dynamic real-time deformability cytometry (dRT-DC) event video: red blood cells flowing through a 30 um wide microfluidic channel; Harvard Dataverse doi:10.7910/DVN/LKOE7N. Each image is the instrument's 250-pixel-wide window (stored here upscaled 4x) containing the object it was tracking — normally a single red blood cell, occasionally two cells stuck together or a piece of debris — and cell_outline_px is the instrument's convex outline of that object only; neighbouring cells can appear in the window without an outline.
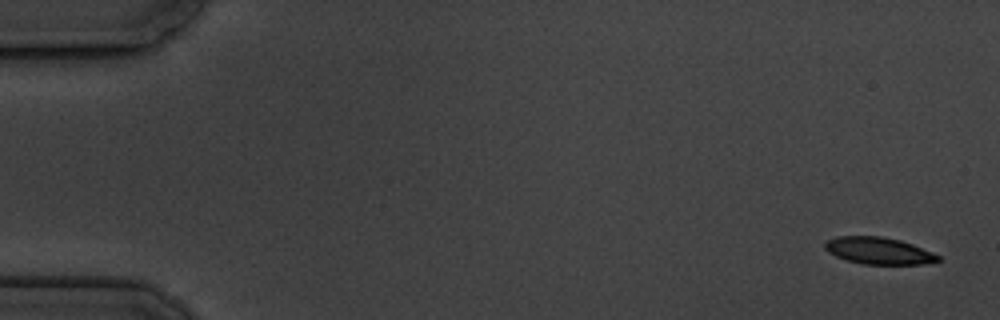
{"species": "common noctule bat (a hibernating species)", "species_latin": "Nyctalus noctula", "temperature_condition": "cold", "stored_images_in_passage": 12, "camera_frame_rate_fps": 3000, "um_per_image_px": 0.085, "animal": {"sex": "male", "body_mass_g": 19.5, "forearm_length_mm": 54.6}, "frame": {"image": 1, "passage_image": 1, "time_ms": 0.0, "image_size_px": [1000, 320], "cell_outline_px": [[940, 260], [924, 264], [864, 264], [848, 260], [836, 256], [828, 252], [824, 248], [824, 244], [828, 240], [836, 236], [880, 236], [900, 240], [912, 244], [932, 252], [940, 256]], "centroid_in_image_um": [74.68, 21.31], "position_along_channel_um": 10.3, "area_um2": 17.63}}
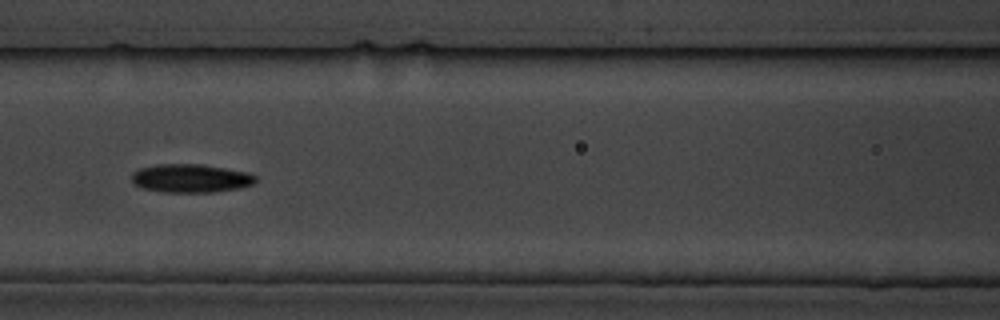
{"frame": {"image": 2, "passage_image": 7, "time_ms": 8.0, "image_size_px": [1000, 320], "cell_outline_px": [[256, 180], [252, 184], [240, 188], [212, 192], [164, 192], [144, 188], [132, 184], [132, 172], [140, 168], [156, 164], [200, 164], [248, 172], [256, 176]], "centroid_in_image_um": [16.19, 15.15], "position_along_channel_um": 150.4, "area_um2": 20.52}}
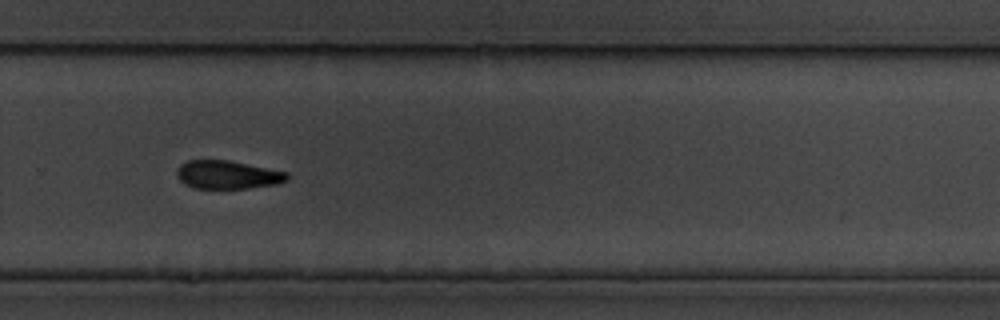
{"frame": {"image": 3, "passage_image": 11, "time_ms": 12.667, "image_size_px": [1000, 320], "cell_outline_px": [[288, 180], [276, 184], [248, 188], [192, 188], [184, 184], [176, 176], [176, 172], [180, 164], [188, 160], [228, 160], [288, 172]], "centroid_in_image_um": [19.32, 14.85], "position_along_channel_um": 310.5, "area_um2": 18.21}}